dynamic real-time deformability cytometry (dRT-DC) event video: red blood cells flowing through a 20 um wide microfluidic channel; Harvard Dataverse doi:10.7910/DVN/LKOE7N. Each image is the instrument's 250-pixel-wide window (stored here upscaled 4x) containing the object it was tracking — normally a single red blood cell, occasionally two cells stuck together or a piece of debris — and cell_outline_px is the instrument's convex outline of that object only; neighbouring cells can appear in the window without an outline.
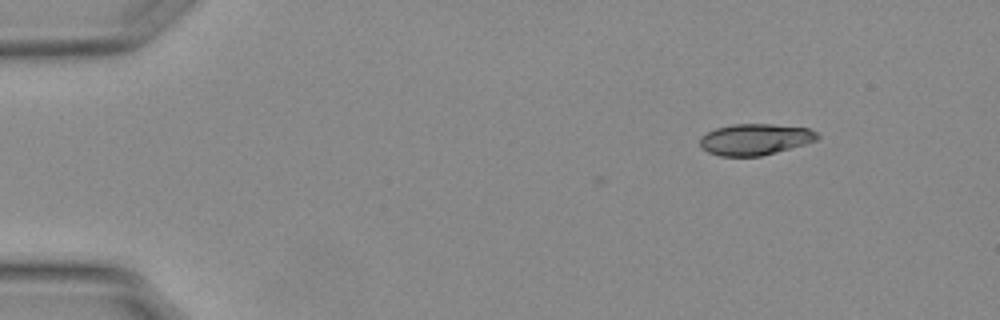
{"species": "Egyptian fruit bat (a non-hibernating species)", "species_latin": "Rousettus aegyptiacus", "temperature_condition": "warm", "stored_images_in_passage": 24, "camera_frame_rate_fps": 3000, "um_per_image_px": 0.085, "animal": {"sex": "female"}, "frame": {"image": 1, "passage_image": 1, "time_ms": 0.0, "image_size_px": [1000, 320], "cell_outline_px": [[820, 136], [816, 140], [804, 144], [776, 152], [760, 156], [720, 156], [708, 152], [700, 148], [700, 136], [716, 128], [732, 124], [772, 124], [808, 128], [816, 132]], "centroid_in_image_um": [64.15, 11.84], "position_along_channel_um": 20.9, "area_um2": 21.33}}
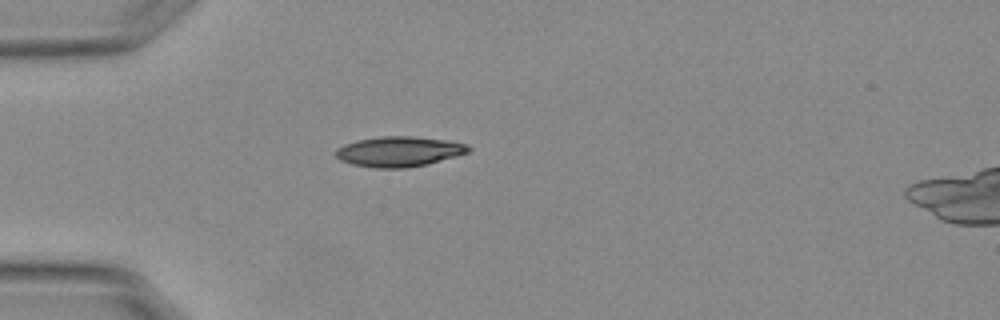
{"frame": {"image": 2, "passage_image": 10, "time_ms": 3.0, "image_size_px": [1000, 320], "cell_outline_px": [[472, 148], [468, 152], [456, 156], [428, 164], [404, 168], [376, 168], [352, 164], [340, 160], [336, 156], [336, 148], [344, 144], [356, 140], [380, 136], [412, 136], [444, 140], [468, 144]], "centroid_in_image_um": [33.9, 12.88], "position_along_channel_um": 51.1, "area_um2": 23.35}}
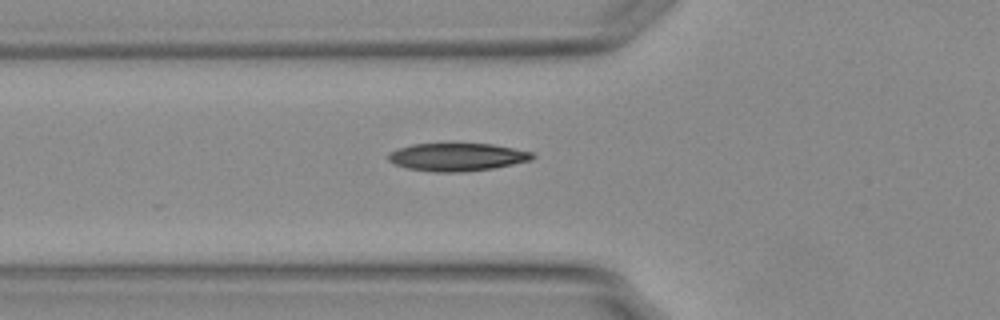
{"frame": {"image": 3, "passage_image": 14, "time_ms": 4.333, "image_size_px": [1000, 320], "cell_outline_px": [[536, 156], [532, 160], [492, 168], [464, 172], [436, 172], [408, 168], [396, 164], [388, 160], [388, 152], [396, 148], [412, 144], [492, 144], [532, 152]], "centroid_in_image_um": [38.84, 13.34], "position_along_channel_um": 87.0, "area_um2": 23.29}}